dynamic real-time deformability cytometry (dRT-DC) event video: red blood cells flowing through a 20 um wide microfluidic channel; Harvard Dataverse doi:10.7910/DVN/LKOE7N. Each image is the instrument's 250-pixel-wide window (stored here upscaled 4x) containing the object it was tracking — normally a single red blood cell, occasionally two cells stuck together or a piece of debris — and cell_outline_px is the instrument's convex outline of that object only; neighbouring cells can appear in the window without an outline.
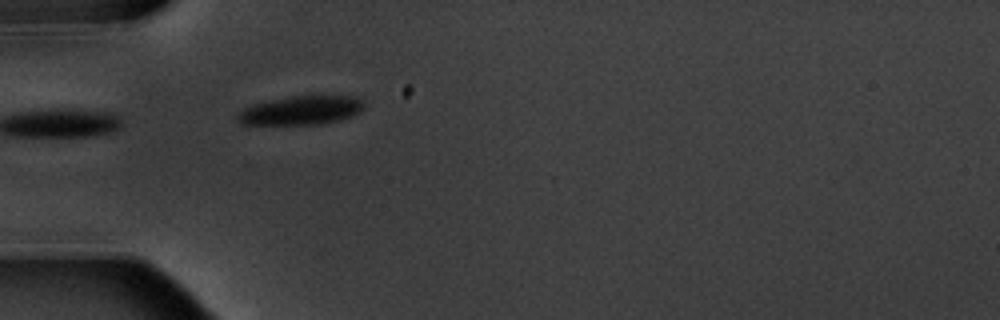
{"species": "common noctule bat (a hibernating species)", "species_latin": "Nyctalus noctula", "temperature_condition": "warm", "stored_images_in_passage": 3, "camera_frame_rate_fps": 3000, "um_per_image_px": 0.085, "animal": {"sex": "male", "body_mass_g": 20.1, "forearm_length_mm": 53.5}, "frame": {"image": 1, "passage_image": 3, "time_ms": 2.333, "image_size_px": [1000, 320], "cell_outline_px": [[364, 108], [360, 112], [352, 116], [320, 124], [240, 124], [236, 120], [236, 112], [252, 104], [292, 96], [360, 96], [364, 100]], "centroid_in_image_um": [25.59, 9.37], "position_along_channel_um": 59.4, "area_um2": 21.33}}